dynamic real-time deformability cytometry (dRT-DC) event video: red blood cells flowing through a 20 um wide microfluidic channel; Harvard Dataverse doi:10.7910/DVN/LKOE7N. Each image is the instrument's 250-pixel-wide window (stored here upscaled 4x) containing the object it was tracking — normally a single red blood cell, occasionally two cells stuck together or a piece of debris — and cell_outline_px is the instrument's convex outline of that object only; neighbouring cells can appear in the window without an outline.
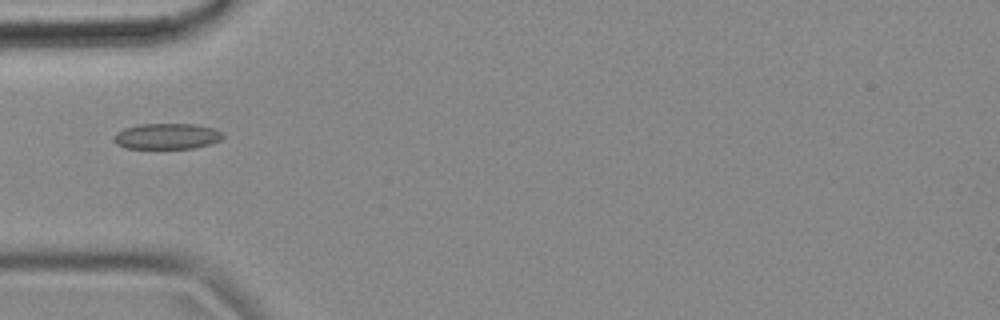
{"species": "common noctule bat (a hibernating species)", "species_latin": "Nyctalus noctula", "temperature_condition": "cold", "stored_images_in_passage": 38, "camera_frame_rate_fps": 3000, "um_per_image_px": 0.085, "animal": {"sex": "female", "body_mass_g": 18.4}, "frame": {"image": 1, "passage_image": 1, "time_ms": 0.0, "image_size_px": [1000, 320], "cell_outline_px": [[224, 136], [220, 140], [208, 144], [192, 148], [124, 148], [116, 144], [116, 132], [124, 128], [140, 124], [196, 124], [216, 128], [224, 132]], "centroid_in_image_um": [14.23, 11.57], "position_along_channel_um": 70.8, "area_um2": 16.36}}
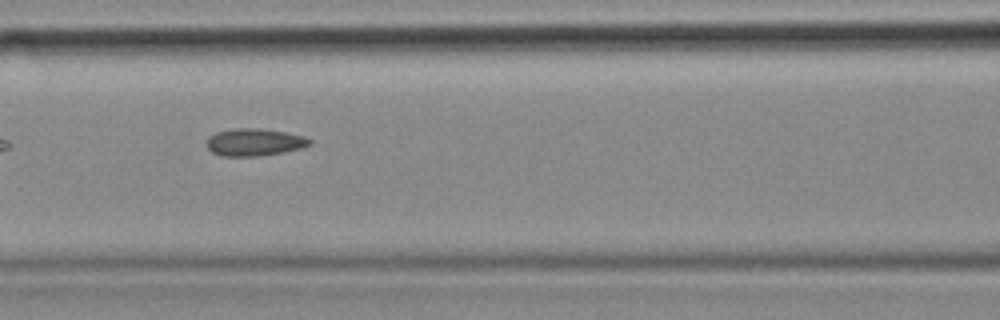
{"frame": {"image": 2, "passage_image": 7, "time_ms": 2.0, "image_size_px": [1000, 320], "cell_outline_px": [[312, 144], [300, 148], [284, 152], [260, 156], [220, 156], [212, 152], [208, 148], [208, 136], [216, 132], [240, 128], [256, 128], [284, 132], [304, 136], [312, 140]], "centroid_in_image_um": [21.63, 12.1], "position_along_channel_um": 145.0, "area_um2": 16.3}}
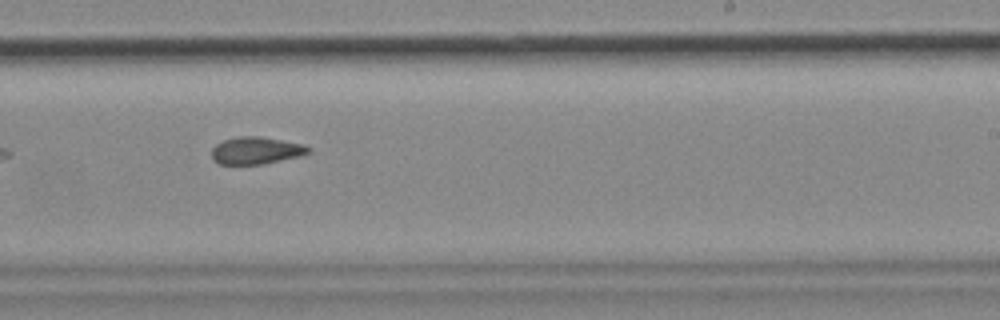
{"frame": {"image": 3, "passage_image": 17, "time_ms": 5.333, "image_size_px": [1000, 320], "cell_outline_px": [[312, 152], [300, 156], [264, 164], [220, 164], [212, 160], [212, 148], [216, 144], [224, 140], [236, 136], [256, 136], [304, 144], [312, 148]], "centroid_in_image_um": [21.78, 12.8], "position_along_channel_um": 267.2, "area_um2": 15.43}}